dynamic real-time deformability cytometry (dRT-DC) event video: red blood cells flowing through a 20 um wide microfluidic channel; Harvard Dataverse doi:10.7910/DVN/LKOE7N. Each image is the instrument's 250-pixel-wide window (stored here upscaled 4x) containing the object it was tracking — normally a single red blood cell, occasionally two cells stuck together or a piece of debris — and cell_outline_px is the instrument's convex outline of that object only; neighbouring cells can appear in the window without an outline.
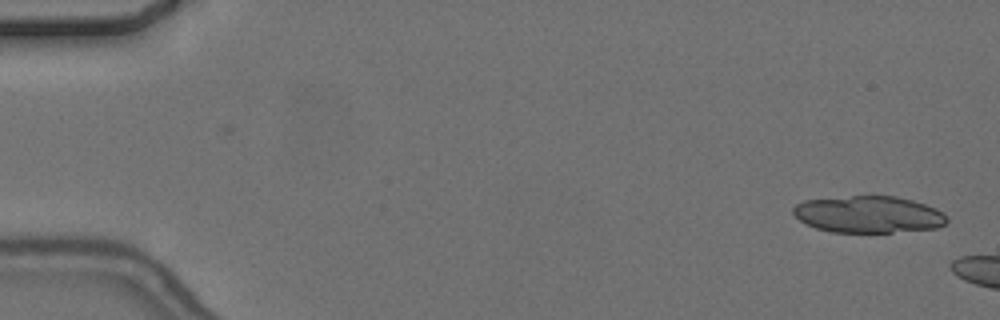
{"species": "common noctule bat (a hibernating species)", "species_latin": "Nyctalus noctula", "temperature_condition": "cold", "stored_images_in_passage": 3, "camera_frame_rate_fps": 3000, "um_per_image_px": 0.085, "animal": {"sex": "female", "body_mass_g": 24.6, "forearm_length_mm": 56.2}, "frame": {"image": 1, "passage_image": 3, "time_ms": 2.333, "image_size_px": [1000, 320], "cell_outline_px": [[948, 220], [944, 224], [936, 228], [892, 232], [832, 232], [816, 228], [800, 220], [792, 212], [792, 208], [796, 204], [804, 200], [852, 196], [896, 196], [912, 200], [936, 208], [944, 212], [948, 216]], "centroid_in_image_um": [73.84, 18.22], "position_along_channel_um": 11.2, "area_um2": 32.95}}